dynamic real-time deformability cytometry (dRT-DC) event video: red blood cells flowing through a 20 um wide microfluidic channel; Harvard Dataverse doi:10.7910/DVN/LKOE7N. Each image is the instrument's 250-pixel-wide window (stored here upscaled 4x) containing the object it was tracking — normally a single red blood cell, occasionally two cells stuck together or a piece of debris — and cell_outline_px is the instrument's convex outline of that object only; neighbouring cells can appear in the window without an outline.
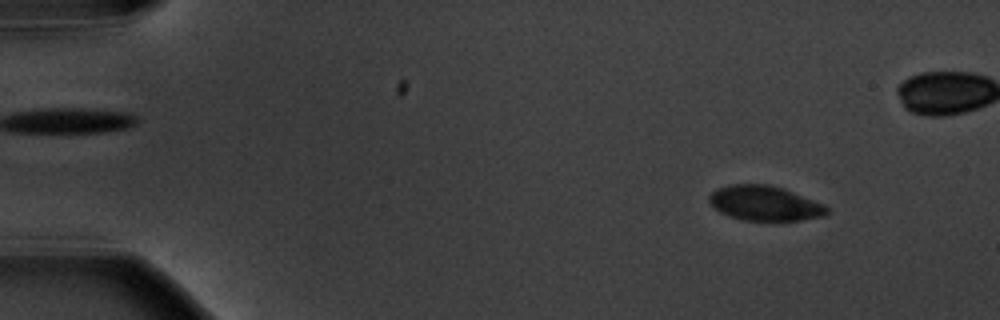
{"species": "common noctule bat (a hibernating species)", "species_latin": "Nyctalus noctula", "temperature_condition": "warm", "stored_images_in_passage": 5, "camera_frame_rate_fps": 3000, "um_per_image_px": 0.085, "animal": {"sex": "male", "body_mass_g": 20.1, "forearm_length_mm": 53.5}, "frame": {"image": 1, "passage_image": 1, "time_ms": 0.0, "image_size_px": [1000, 320], "cell_outline_px": [[832, 212], [824, 216], [800, 220], [744, 220], [720, 212], [708, 200], [708, 196], [716, 188], [732, 184], [768, 184], [784, 188], [824, 204]], "centroid_in_image_um": [65.04, 17.26], "position_along_channel_um": 20.0, "area_um2": 23.87}}